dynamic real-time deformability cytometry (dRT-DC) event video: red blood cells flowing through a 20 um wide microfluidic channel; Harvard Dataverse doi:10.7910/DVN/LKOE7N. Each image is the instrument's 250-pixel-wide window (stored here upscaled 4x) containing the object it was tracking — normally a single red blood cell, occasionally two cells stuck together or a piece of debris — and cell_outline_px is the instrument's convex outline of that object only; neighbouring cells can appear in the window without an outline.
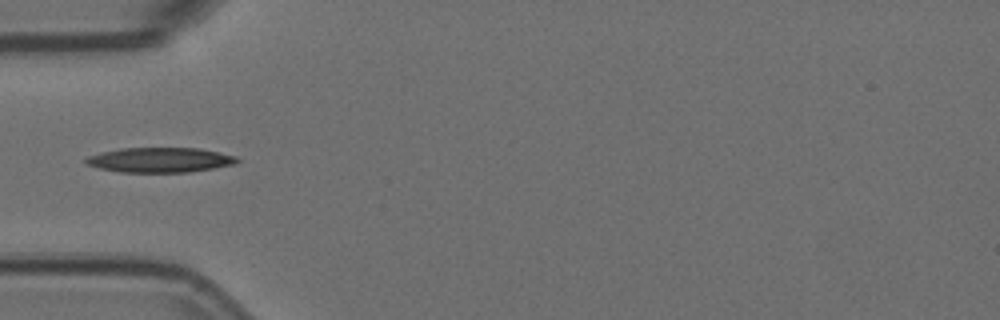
{"species": "Egyptian fruit bat (a non-hibernating species)", "species_latin": "Rousettus aegyptiacus", "temperature_condition": "room temperature", "stored_images_in_passage": 10, "camera_frame_rate_fps": 3000, "um_per_image_px": 0.085, "animal": {"sex": "female"}, "frame": {"image": 1, "passage_image": 6, "time_ms": 1.667, "image_size_px": [1000, 320], "cell_outline_px": [[240, 160], [236, 164], [188, 172], [120, 172], [100, 168], [88, 164], [84, 160], [88, 156], [104, 152], [124, 148], [200, 148], [236, 156]], "centroid_in_image_um": [13.64, 13.59], "position_along_channel_um": 71.4, "area_um2": 21.68}}
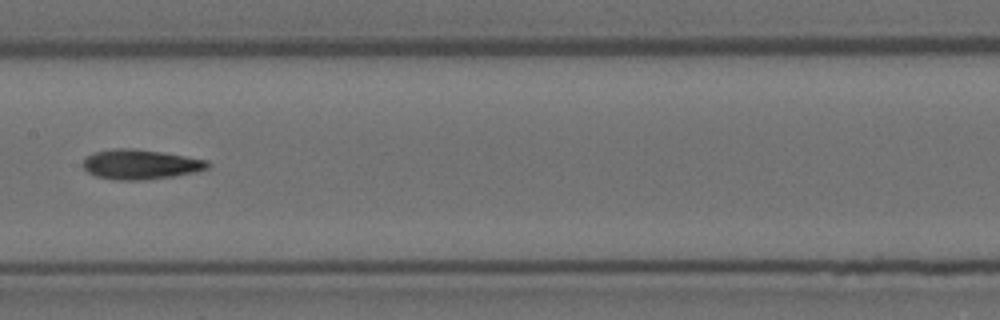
{"frame": {"image": 2, "passage_image": 9, "time_ms": 2.667, "image_size_px": [1000, 320], "cell_outline_px": [[212, 164], [208, 168], [196, 172], [172, 176], [144, 180], [116, 180], [96, 176], [88, 172], [80, 164], [92, 152], [112, 148], [132, 148], [160, 152], [208, 160]], "centroid_in_image_um": [11.92, 13.97], "position_along_channel_um": 195.5, "area_um2": 21.73}}
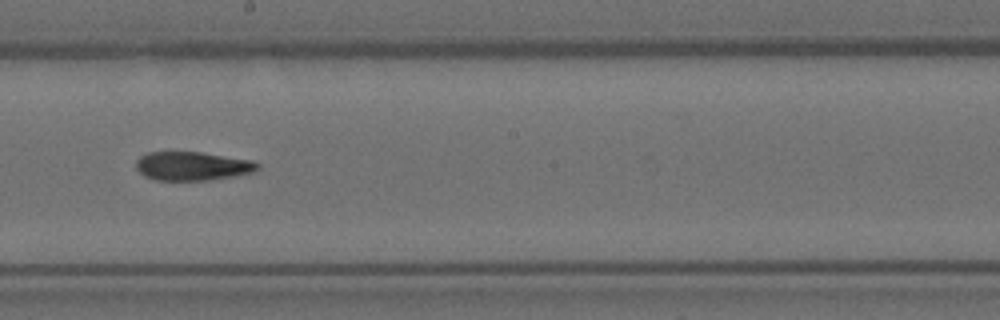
{"frame": {"image": 3, "passage_image": 10, "time_ms": 3.0, "image_size_px": [1000, 320], "cell_outline_px": [[260, 168], [252, 172], [232, 176], [208, 180], [156, 180], [144, 176], [136, 168], [136, 160], [140, 156], [148, 152], [200, 152], [252, 160], [260, 164]], "centroid_in_image_um": [16.34, 14.11], "position_along_channel_um": 231.9, "area_um2": 20.29}}